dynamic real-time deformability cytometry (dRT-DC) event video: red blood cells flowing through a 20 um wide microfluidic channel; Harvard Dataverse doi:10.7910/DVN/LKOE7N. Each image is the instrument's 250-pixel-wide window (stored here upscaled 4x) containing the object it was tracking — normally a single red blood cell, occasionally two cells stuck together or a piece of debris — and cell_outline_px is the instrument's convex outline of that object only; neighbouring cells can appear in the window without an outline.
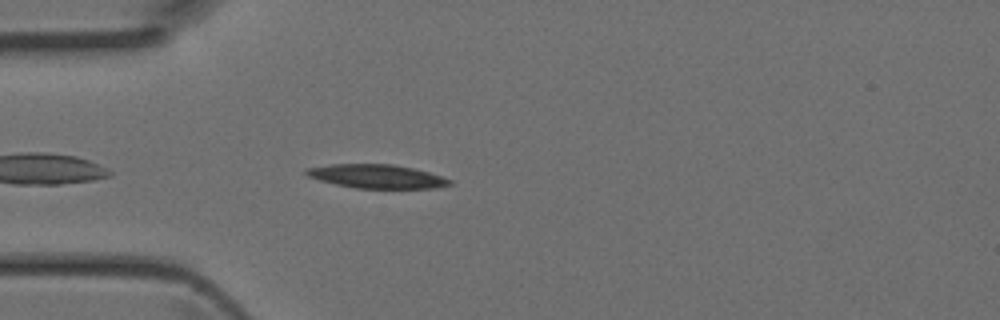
{"species": "Egyptian fruit bat (a non-hibernating species)", "species_latin": "Rousettus aegyptiacus", "temperature_condition": "room temperature", "stored_images_in_passage": 35, "camera_frame_rate_fps": 3000, "um_per_image_px": 0.085, "animal": {"sex": "female"}, "frame": {"image": 1, "passage_image": 3, "time_ms": 0.667, "image_size_px": [1000, 320], "cell_outline_px": [[452, 184], [436, 188], [356, 188], [336, 184], [320, 180], [308, 176], [304, 172], [304, 168], [328, 164], [392, 164], [412, 168], [428, 172], [452, 180]], "centroid_in_image_um": [31.99, 14.98], "position_along_channel_um": 53.0, "area_um2": 19.77}}
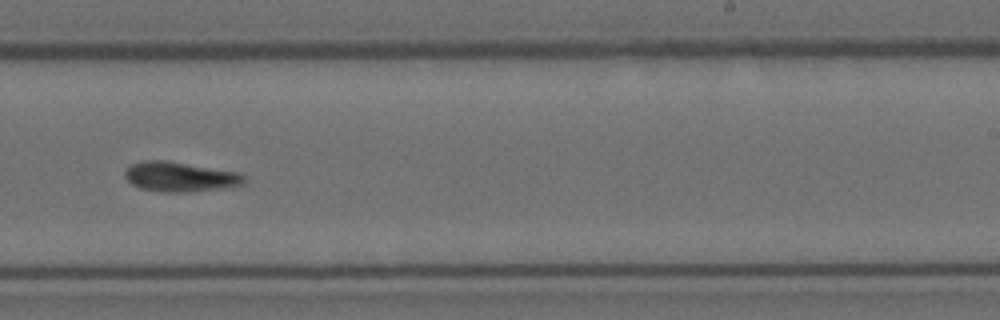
{"frame": {"image": 2, "passage_image": 18, "time_ms": 5.667, "image_size_px": [1000, 320], "cell_outline_px": [[244, 184], [232, 188], [188, 192], [164, 192], [140, 188], [132, 184], [124, 176], [124, 168], [132, 164], [144, 160], [164, 160], [236, 172], [244, 176]], "centroid_in_image_um": [15.29, 15.04], "position_along_channel_um": 273.7, "area_um2": 20.75}}
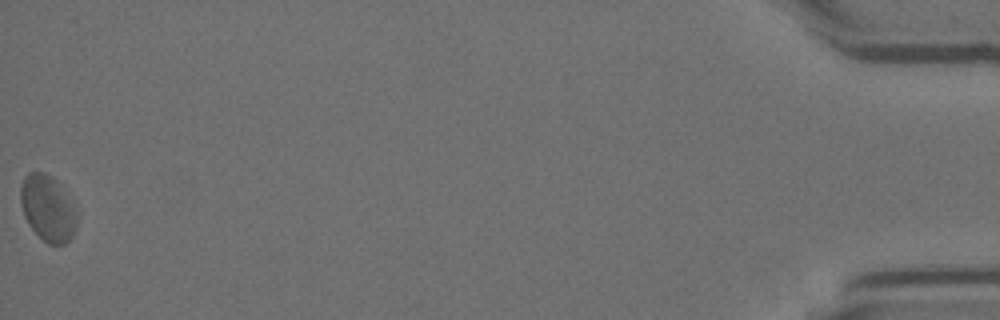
{"frame": {"image": 3, "passage_image": 35, "time_ms": 11.333, "image_size_px": [1000, 320], "cell_outline_px": [[76, 224], [72, 236], [64, 244], [48, 244], [28, 224], [24, 216], [20, 200], [20, 188], [24, 176], [28, 172], [44, 172], [52, 176], [60, 184], [76, 204]], "centroid_in_image_um": [4.07, 17.66], "position_along_channel_um": 431.1, "area_um2": 21.85}}